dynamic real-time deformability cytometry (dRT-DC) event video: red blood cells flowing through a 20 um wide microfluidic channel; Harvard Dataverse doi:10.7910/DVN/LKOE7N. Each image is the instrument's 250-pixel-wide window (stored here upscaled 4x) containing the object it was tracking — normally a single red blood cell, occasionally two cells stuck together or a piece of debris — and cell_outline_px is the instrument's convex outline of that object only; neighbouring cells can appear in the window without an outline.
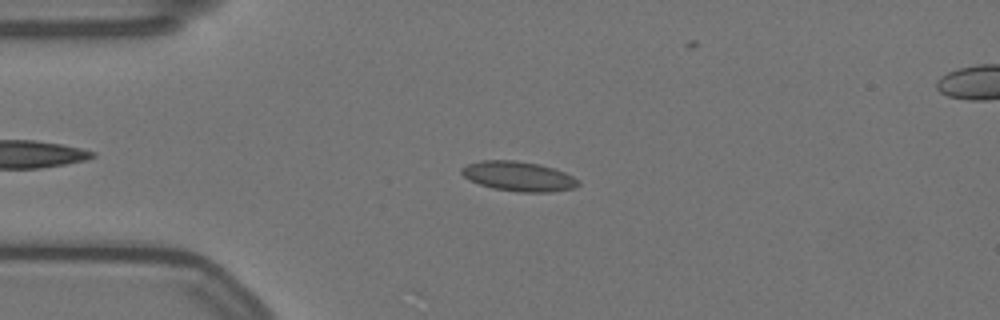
{"species": "Egyptian fruit bat (a non-hibernating species)", "species_latin": "Rousettus aegyptiacus", "temperature_condition": "warm", "stored_images_in_passage": 57, "camera_frame_rate_fps": 3000, "um_per_image_px": 0.085, "animal": {"sex": "female"}, "frame": {"image": 1, "passage_image": 12, "time_ms": 3.667, "image_size_px": [1000, 320], "cell_outline_px": [[580, 184], [572, 188], [552, 192], [516, 192], [492, 188], [480, 184], [464, 176], [460, 172], [460, 168], [468, 164], [480, 160], [516, 160], [540, 164], [564, 172], [580, 180]], "centroid_in_image_um": [44.07, 14.98], "position_along_channel_um": 40.9, "area_um2": 20.23}}
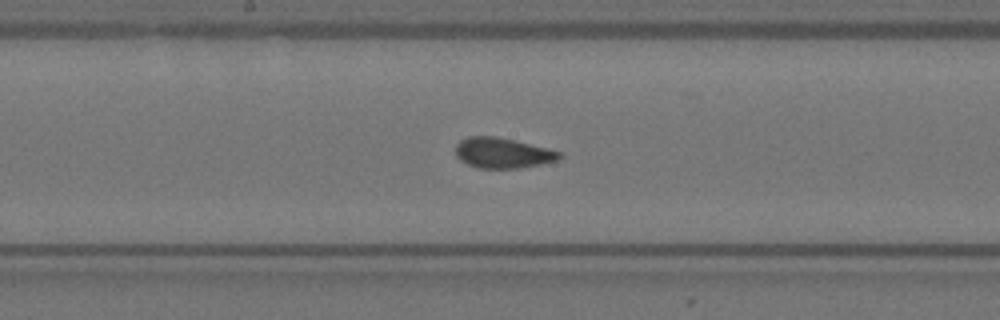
{"frame": {"image": 2, "passage_image": 28, "time_ms": 9.0, "image_size_px": [1000, 320], "cell_outline_px": [[564, 156], [556, 160], [540, 164], [520, 168], [476, 168], [460, 160], [456, 156], [456, 144], [460, 140], [468, 136], [496, 136], [548, 148], [560, 152]], "centroid_in_image_um": [42.7, 13.0], "position_along_channel_um": 205.5, "area_um2": 18.38}}
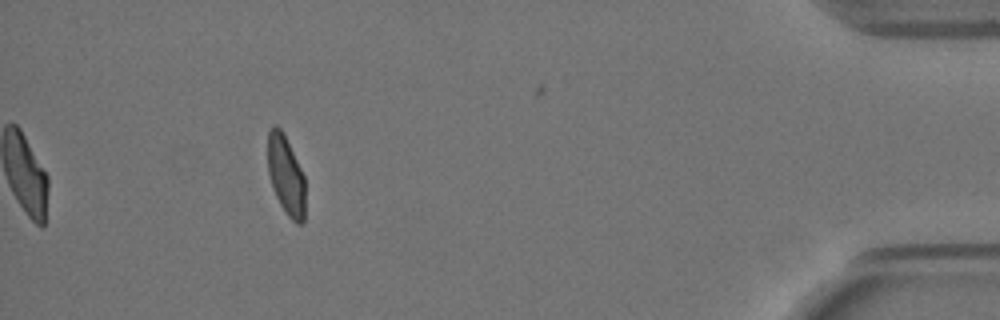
{"frame": {"image": 3, "passage_image": 51, "time_ms": 16.667, "image_size_px": [1000, 320], "cell_outline_px": [[304, 224], [296, 224], [288, 216], [280, 204], [272, 188], [268, 172], [268, 132], [272, 124], [276, 124], [284, 132], [304, 176]], "centroid_in_image_um": [24.29, 14.88], "position_along_channel_um": 410.9, "area_um2": 17.4}, "authors_computed_cell_mechanics": {"area_um2": 18.496, "velocity_mm_per_s": 3.4936, "shape_relaxation_time_tau1_ms": 10.1706, "shape_relaxation_time_tau2_ms": null, "deformation_change_tau1": 0.1417, "deformation_change_tau2": null}}